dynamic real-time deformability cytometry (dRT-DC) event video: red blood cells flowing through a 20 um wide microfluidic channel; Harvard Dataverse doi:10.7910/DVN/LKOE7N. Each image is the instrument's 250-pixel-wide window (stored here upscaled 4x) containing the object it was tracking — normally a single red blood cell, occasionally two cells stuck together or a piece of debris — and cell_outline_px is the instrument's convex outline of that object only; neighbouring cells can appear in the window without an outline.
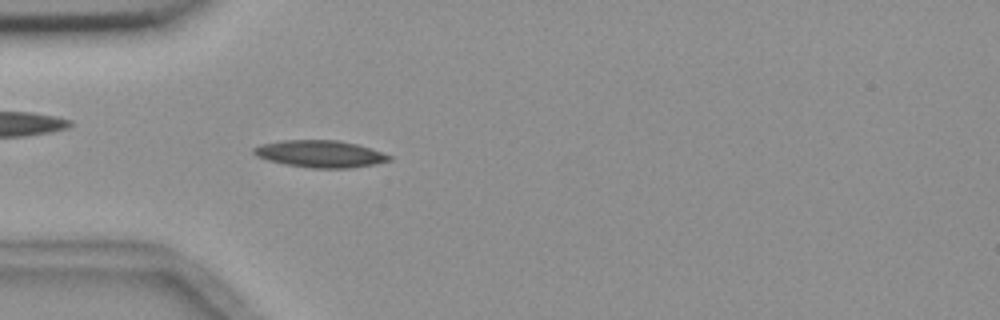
{"species": "common noctule bat (a hibernating species)", "species_latin": "Nyctalus noctula", "temperature_condition": "room temperature", "stored_images_in_passage": 4, "camera_frame_rate_fps": 3000, "um_per_image_px": 0.085, "animal": {"sex": "female", "body_mass_g": 18.4}, "frame": {"image": 1, "passage_image": 4, "time_ms": 3.333, "image_size_px": [1000, 320], "cell_outline_px": [[392, 160], [376, 164], [348, 168], [312, 168], [284, 164], [268, 160], [256, 156], [252, 152], [252, 148], [260, 144], [280, 140], [336, 140], [356, 144], [392, 156]], "centroid_in_image_um": [27.17, 13.08], "position_along_channel_um": 57.8, "area_um2": 21.33}}